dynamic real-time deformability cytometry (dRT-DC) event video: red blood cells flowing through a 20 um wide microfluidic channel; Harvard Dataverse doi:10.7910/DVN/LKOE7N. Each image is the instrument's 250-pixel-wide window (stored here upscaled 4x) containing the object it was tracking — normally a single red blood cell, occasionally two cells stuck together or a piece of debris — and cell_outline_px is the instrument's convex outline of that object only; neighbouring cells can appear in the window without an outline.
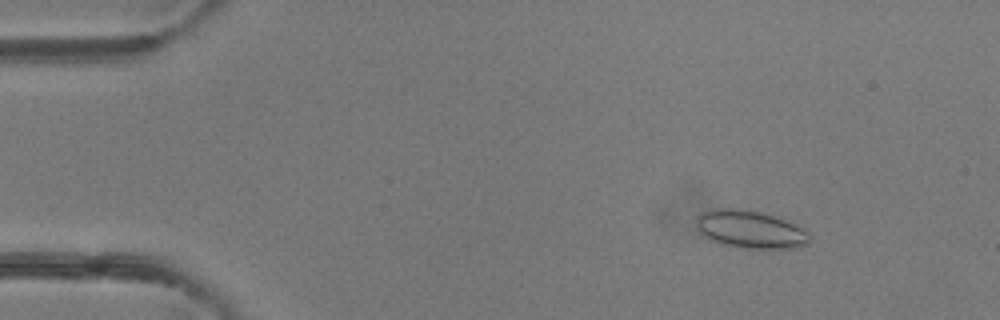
{"species": "common noctule bat (a hibernating species)", "species_latin": "Nyctalus noctula", "temperature_condition": "room temperature", "stored_images_in_passage": 50, "camera_frame_rate_fps": 3000, "um_per_image_px": 0.085, "animal": {"sex": "female"}, "frame": {"image": 1, "passage_image": 7, "time_ms": 2.0, "image_size_px": [1000, 320], "cell_outline_px": [[812, 236], [808, 244], [800, 248], [740, 248], [720, 244], [704, 236], [700, 232], [696, 224], [696, 220], [700, 212], [716, 208], [732, 208], [760, 212], [780, 216], [796, 224], [808, 232]], "centroid_in_image_um": [63.82, 19.5], "position_along_channel_um": 21.2, "area_um2": 25.37}}
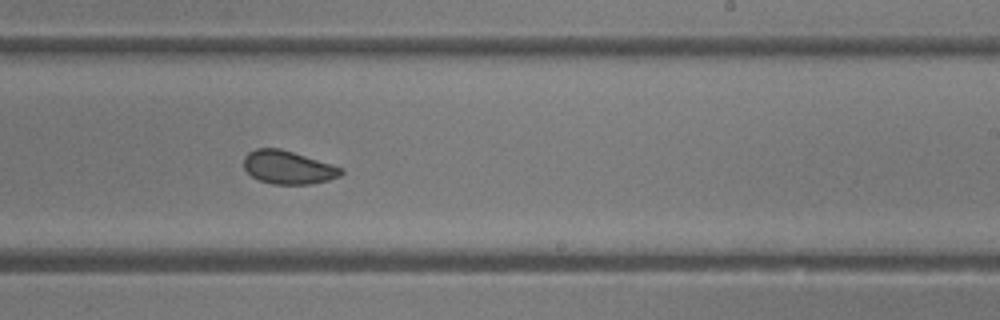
{"frame": {"image": 2, "passage_image": 31, "time_ms": 10.0, "image_size_px": [1000, 320], "cell_outline_px": [[344, 172], [340, 176], [328, 180], [312, 184], [272, 184], [260, 180], [252, 176], [244, 168], [244, 156], [248, 152], [256, 148], [280, 148], [344, 168]], "centroid_in_image_um": [24.49, 14.22], "position_along_channel_um": 264.5, "area_um2": 18.84}}
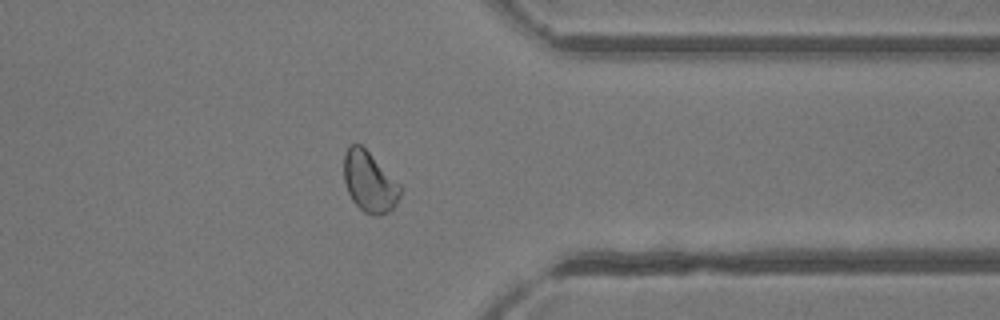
{"frame": {"image": 3, "passage_image": 40, "time_ms": 13.0, "image_size_px": [1000, 320], "cell_outline_px": [[400, 196], [396, 204], [388, 212], [380, 216], [376, 216], [364, 212], [352, 200], [348, 192], [344, 180], [344, 152], [352, 144], [360, 144], [400, 184]], "centroid_in_image_um": [31.39, 15.48], "position_along_channel_um": 380.0, "area_um2": 19.59}, "authors_computed_cell_mechanics": {"area_um2": 20.5479, "velocity_mm_per_s": 4.1165, "shape_relaxation_time_tau1_ms": 7.0594, "shape_relaxation_time_tau2_ms": 1.5666, "deformation_change_tau1": 0.106, "deformation_change_tau2": 0.0426}}